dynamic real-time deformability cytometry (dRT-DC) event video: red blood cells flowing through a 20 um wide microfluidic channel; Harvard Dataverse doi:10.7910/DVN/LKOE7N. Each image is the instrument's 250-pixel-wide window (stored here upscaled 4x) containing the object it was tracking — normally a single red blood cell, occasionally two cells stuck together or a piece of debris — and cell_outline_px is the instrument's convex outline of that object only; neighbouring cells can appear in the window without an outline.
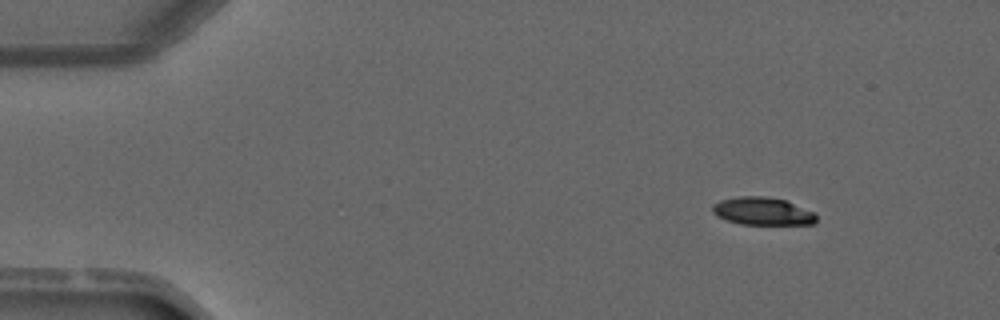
{"species": "common noctule bat (a hibernating species)", "species_latin": "Nyctalus noctula", "temperature_condition": "warm", "stored_images_in_passage": 2, "camera_frame_rate_fps": 3000, "um_per_image_px": 0.085, "animal": {"sex": "male", "forearm_length_mm": 52.5}, "frame": {"image": 1, "passage_image": 2, "time_ms": 1.333, "image_size_px": [1000, 320], "cell_outline_px": [[816, 224], [740, 224], [724, 220], [716, 216], [712, 212], [712, 204], [720, 200], [736, 196], [764, 196], [784, 200], [812, 212], [816, 216]], "centroid_in_image_um": [64.73, 17.95], "position_along_channel_um": 20.3, "area_um2": 16.76}}